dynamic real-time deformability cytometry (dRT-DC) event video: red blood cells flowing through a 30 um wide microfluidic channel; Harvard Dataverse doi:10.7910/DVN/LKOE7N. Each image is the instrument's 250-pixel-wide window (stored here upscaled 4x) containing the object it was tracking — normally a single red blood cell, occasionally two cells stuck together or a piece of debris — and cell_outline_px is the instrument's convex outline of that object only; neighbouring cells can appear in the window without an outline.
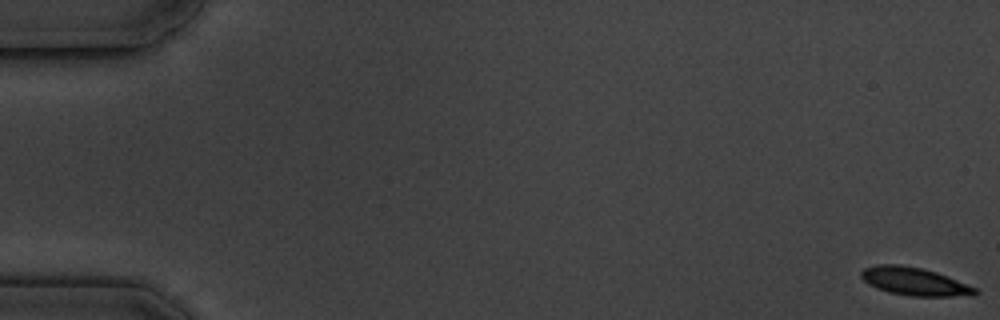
{"species": "common noctule bat (a hibernating species)", "species_latin": "Nyctalus noctula", "temperature_condition": "cold", "stored_images_in_passage": 6, "camera_frame_rate_fps": 3000, "um_per_image_px": 0.085, "animal": {"sex": "male", "body_mass_g": 19.5, "forearm_length_mm": 54.6}, "frame": {"image": 1, "passage_image": 1, "time_ms": 0.0, "image_size_px": [1000, 320], "cell_outline_px": [[980, 292], [972, 296], [912, 296], [888, 292], [876, 288], [868, 284], [860, 276], [860, 272], [864, 268], [876, 264], [900, 264], [920, 268], [936, 272], [948, 276], [976, 288]], "centroid_in_image_um": [77.72, 23.92], "position_along_channel_um": 7.3, "area_um2": 18.67}}
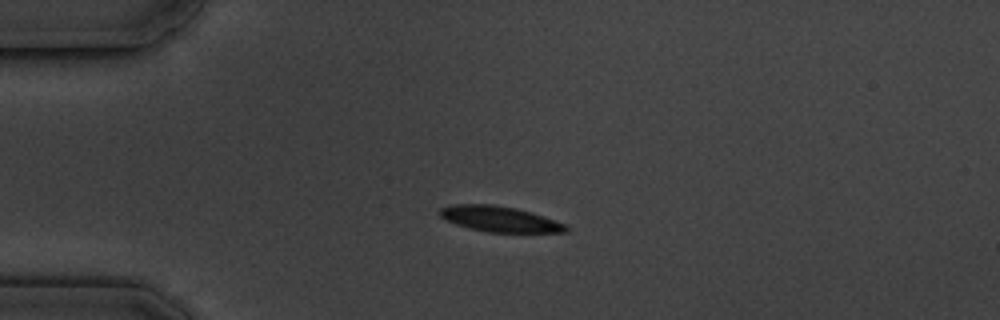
{"frame": {"image": 2, "passage_image": 5, "time_ms": 4.667, "image_size_px": [1000, 320], "cell_outline_px": [[568, 232], [488, 232], [468, 228], [456, 224], [440, 216], [440, 208], [452, 204], [492, 204], [516, 208], [532, 212], [568, 224]], "centroid_in_image_um": [42.51, 18.61], "position_along_channel_um": 42.5, "area_um2": 18.84}}